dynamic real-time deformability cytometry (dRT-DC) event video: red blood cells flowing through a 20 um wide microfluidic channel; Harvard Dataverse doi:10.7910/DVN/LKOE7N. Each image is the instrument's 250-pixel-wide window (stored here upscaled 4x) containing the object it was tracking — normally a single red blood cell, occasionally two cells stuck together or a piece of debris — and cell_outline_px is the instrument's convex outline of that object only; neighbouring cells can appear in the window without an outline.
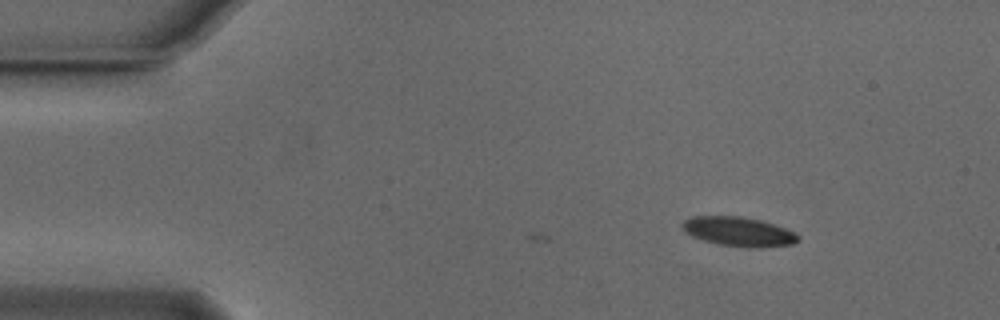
{"species": "Egyptian fruit bat (a non-hibernating species)", "species_latin": "Rousettus aegyptiacus", "temperature_condition": "cold", "stored_images_in_passage": 3, "camera_frame_rate_fps": 3000, "um_per_image_px": 0.085, "animal": {"sex": "male"}, "frame": {"image": 1, "passage_image": 3, "time_ms": 0.667, "image_size_px": [1000, 320], "cell_outline_px": [[800, 240], [792, 244], [760, 248], [748, 248], [720, 244], [704, 240], [692, 236], [680, 224], [684, 220], [692, 216], [740, 216], [760, 220], [796, 232], [800, 236]], "centroid_in_image_um": [62.82, 19.69], "position_along_channel_um": 22.2, "area_um2": 19.71}}